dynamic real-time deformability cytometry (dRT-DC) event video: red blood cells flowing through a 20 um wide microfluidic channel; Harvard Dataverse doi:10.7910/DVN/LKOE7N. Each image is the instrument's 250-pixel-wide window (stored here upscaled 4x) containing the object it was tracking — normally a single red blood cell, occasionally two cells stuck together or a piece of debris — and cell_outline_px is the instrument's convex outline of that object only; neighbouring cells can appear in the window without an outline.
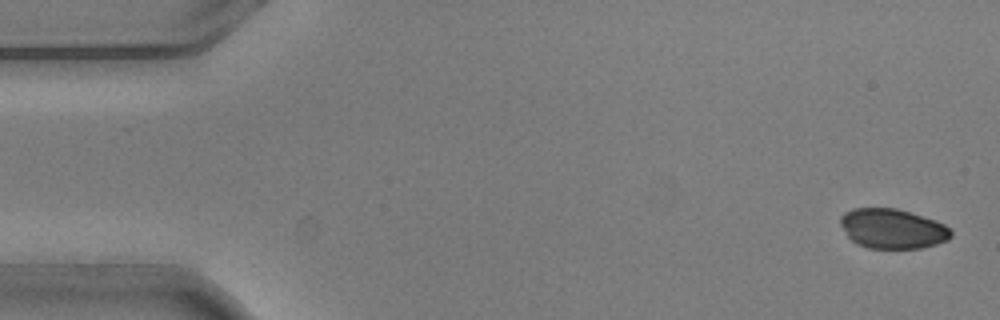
{"species": "common noctule bat (a hibernating species)", "species_latin": "Nyctalus noctula", "temperature_condition": "warm", "stored_images_in_passage": 5, "camera_frame_rate_fps": 3000, "um_per_image_px": 0.085, "animal": {"sex": "male", "body_mass_g": 20.5, "forearm_length_mm": 52.5}, "frame": {"image": 1, "passage_image": 1, "time_ms": 0.0, "image_size_px": [1000, 320], "cell_outline_px": [[952, 236], [948, 240], [936, 244], [920, 248], [868, 248], [856, 244], [848, 236], [840, 224], [840, 216], [844, 212], [852, 208], [896, 208], [944, 224], [952, 232]], "centroid_in_image_um": [75.82, 19.44], "position_along_channel_um": 9.2, "area_um2": 25.43}}
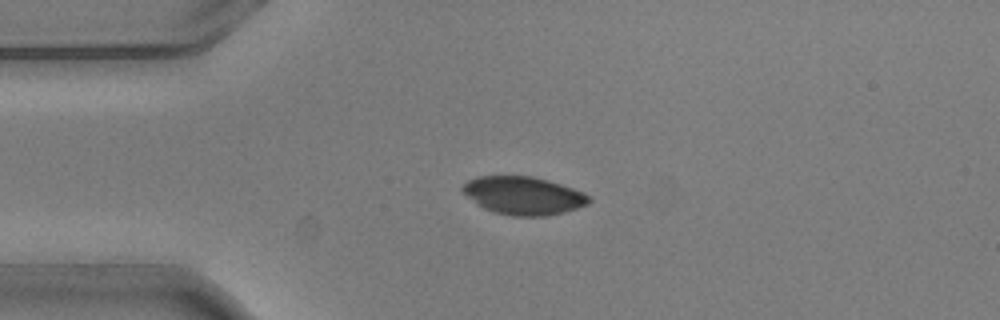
{"frame": {"image": 2, "passage_image": 4, "time_ms": 1.0, "image_size_px": [1000, 320], "cell_outline_px": [[592, 200], [588, 204], [564, 212], [544, 216], [512, 216], [496, 212], [484, 208], [476, 204], [460, 188], [468, 180], [476, 176], [532, 176], [548, 180], [584, 192], [592, 196]], "centroid_in_image_um": [44.51, 16.62], "position_along_channel_um": 40.5, "area_um2": 27.98}}